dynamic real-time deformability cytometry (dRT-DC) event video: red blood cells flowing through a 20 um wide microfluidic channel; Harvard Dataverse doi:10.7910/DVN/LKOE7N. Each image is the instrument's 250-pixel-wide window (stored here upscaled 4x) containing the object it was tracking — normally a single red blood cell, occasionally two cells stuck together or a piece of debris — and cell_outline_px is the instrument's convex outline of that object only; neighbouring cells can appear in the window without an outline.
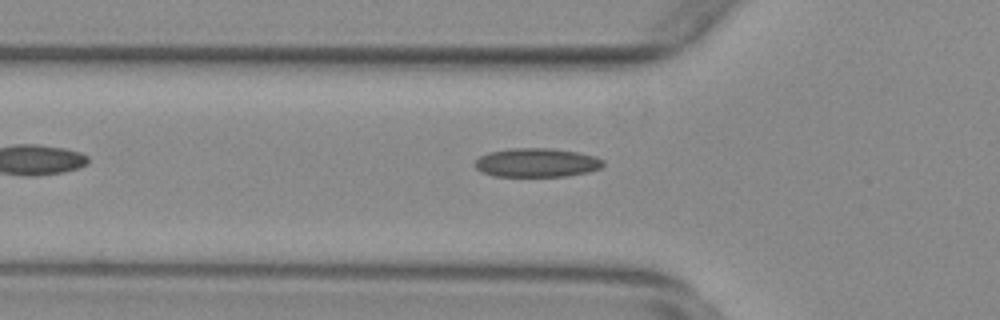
{"species": "common noctule bat (a hibernating species)", "species_latin": "Nyctalus noctula", "temperature_condition": "warm", "stored_images_in_passage": 45, "camera_frame_rate_fps": 3000, "um_per_image_px": 0.085, "animal": {"sex": "female", "body_mass_g": 29.2, "forearm_length_mm": 56.3}, "frame": {"image": 1, "passage_image": 9, "time_ms": 2.667, "image_size_px": [1000, 320], "cell_outline_px": [[604, 164], [600, 168], [588, 172], [568, 176], [492, 176], [480, 172], [476, 168], [476, 160], [480, 156], [488, 152], [508, 148], [552, 148], [576, 152], [596, 156], [604, 160]], "centroid_in_image_um": [45.62, 13.82], "position_along_channel_um": 80.2, "area_um2": 21.73}}
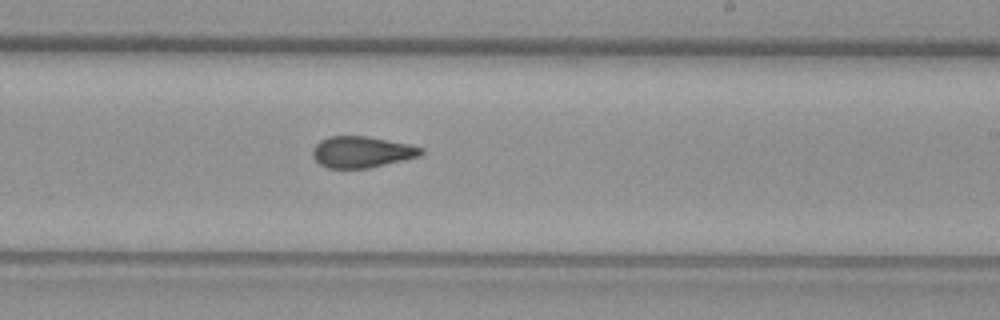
{"frame": {"image": 2, "passage_image": 23, "time_ms": 7.333, "image_size_px": [1000, 320], "cell_outline_px": [[424, 152], [420, 156], [368, 168], [328, 168], [320, 164], [312, 156], [312, 148], [320, 140], [328, 136], [368, 136], [412, 144], [424, 148]], "centroid_in_image_um": [30.76, 12.9], "position_along_channel_um": 258.2, "area_um2": 19.94}}
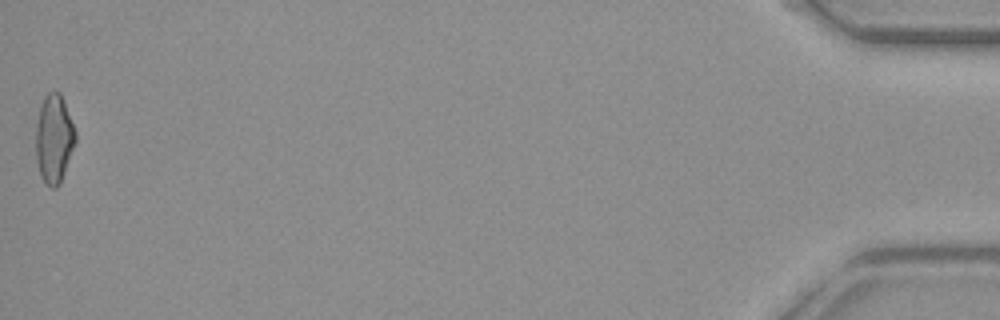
{"frame": {"image": 3, "passage_image": 45, "time_ms": 14.667, "image_size_px": [1000, 320], "cell_outline_px": [[76, 140], [60, 184], [56, 188], [52, 188], [44, 184], [40, 176], [36, 160], [36, 124], [40, 104], [44, 96], [48, 92], [60, 92], [64, 100], [76, 132]], "centroid_in_image_um": [4.57, 11.8], "position_along_channel_um": 430.6, "area_um2": 20.63}, "authors_computed_cell_mechanics": {"area_um2": 20.2878, "velocity_mm_per_s": 3.8016, "shape_relaxation_time_tau1_ms": null, "shape_relaxation_time_tau2_ms": 2.4769, "deformation_change_tau1": null, "deformation_change_tau2": 0.0748}}